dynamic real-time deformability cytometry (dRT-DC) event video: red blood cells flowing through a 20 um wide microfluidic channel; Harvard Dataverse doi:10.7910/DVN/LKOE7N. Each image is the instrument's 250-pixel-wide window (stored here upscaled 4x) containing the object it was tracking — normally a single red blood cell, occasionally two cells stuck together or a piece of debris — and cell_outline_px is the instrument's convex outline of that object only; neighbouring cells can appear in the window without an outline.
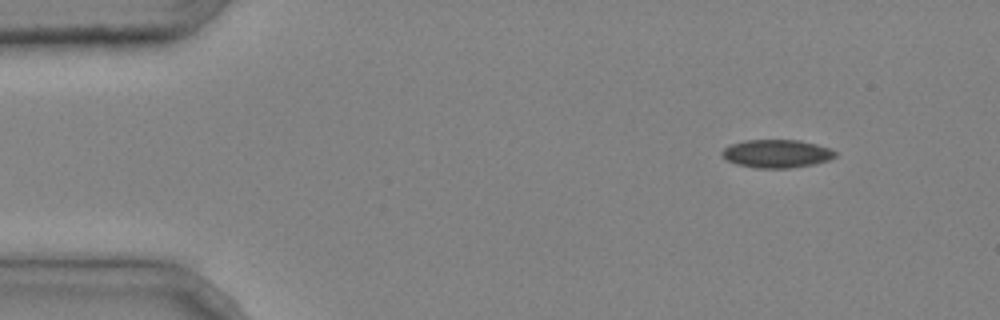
{"species": "common noctule bat (a hibernating species)", "species_latin": "Nyctalus noctula", "temperature_condition": "cold", "stored_images_in_passage": 4, "segment_of_instrument_passage": [1, 2], "camera_frame_rate_fps": 3000, "um_per_image_px": 0.085, "animal": {"sex": "male", "body_mass_g": 20.4}, "frame": {"image": 1, "passage_image": 1, "time_ms": 0.0, "image_size_px": [1000, 320], "cell_outline_px": [[836, 156], [828, 160], [812, 164], [788, 168], [756, 168], [736, 164], [720, 156], [720, 152], [724, 148], [732, 144], [744, 140], [800, 140], [832, 148], [836, 152]], "centroid_in_image_um": [66.0, 13.05], "position_along_channel_um": 19.0, "area_um2": 18.61}}